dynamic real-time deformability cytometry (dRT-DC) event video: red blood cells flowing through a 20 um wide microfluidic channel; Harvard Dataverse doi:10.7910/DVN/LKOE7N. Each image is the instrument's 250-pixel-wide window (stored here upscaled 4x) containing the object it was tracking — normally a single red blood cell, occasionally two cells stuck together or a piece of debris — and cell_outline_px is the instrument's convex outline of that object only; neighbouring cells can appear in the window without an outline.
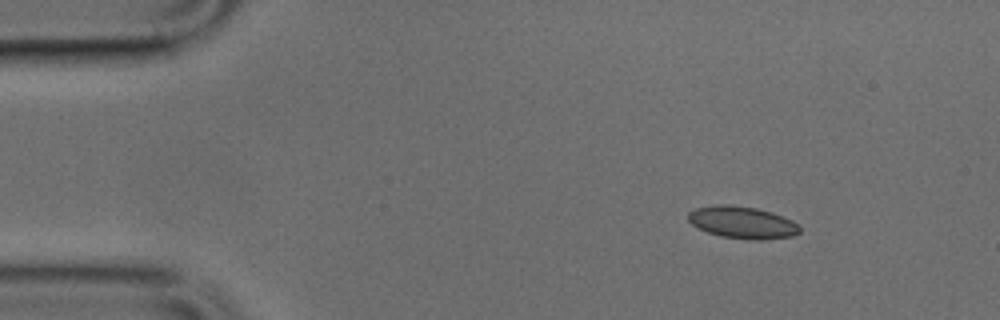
{"species": "common noctule bat (a hibernating species)", "species_latin": "Nyctalus noctula", "temperature_condition": "cold", "stored_images_in_passage": 44, "camera_frame_rate_fps": 3000, "um_per_image_px": 0.085, "animal": {"sex": "male", "body_mass_g": 17.9, "forearm_length_mm": 54.2}, "frame": {"image": 1, "passage_image": 1, "time_ms": 0.0, "image_size_px": [1000, 320], "cell_outline_px": [[800, 232], [792, 236], [760, 240], [748, 240], [720, 236], [708, 232], [692, 224], [688, 220], [688, 212], [696, 208], [716, 204], [728, 204], [756, 208], [772, 212], [792, 220], [800, 228]], "centroid_in_image_um": [63.09, 18.9], "position_along_channel_um": 21.9, "area_um2": 20.87}}
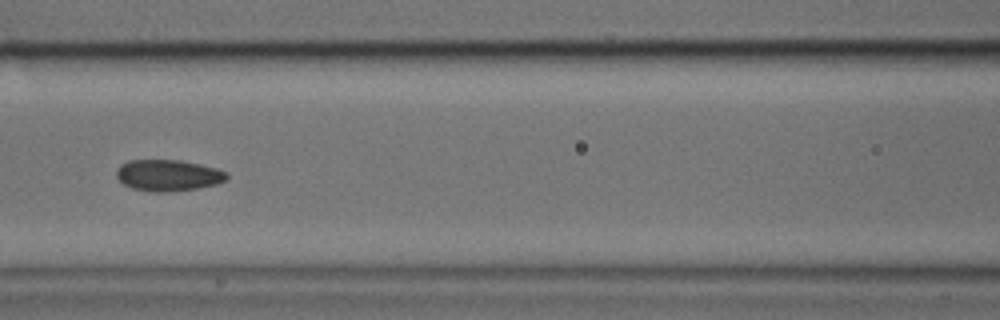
{"frame": {"image": 2, "passage_image": 16, "time_ms": 5.0, "image_size_px": [1000, 320], "cell_outline_px": [[228, 176], [224, 180], [216, 184], [196, 188], [168, 192], [152, 192], [132, 188], [124, 184], [116, 176], [116, 172], [120, 164], [128, 160], [180, 160], [200, 164], [216, 168], [228, 172]], "centroid_in_image_um": [14.27, 14.89], "position_along_channel_um": 152.3, "area_um2": 20.11}}
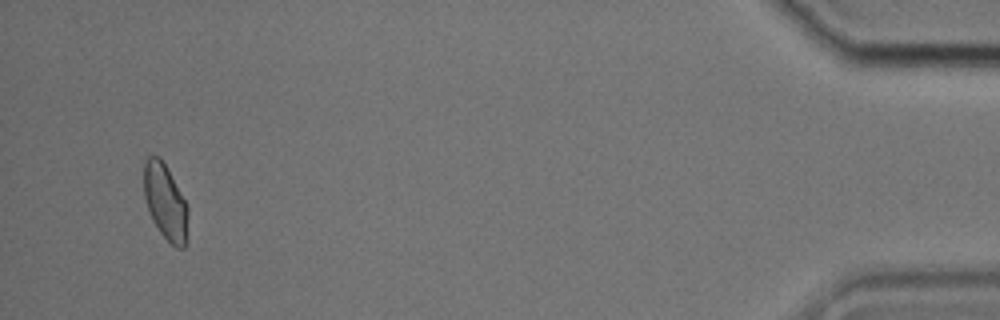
{"frame": {"image": 3, "passage_image": 42, "time_ms": 13.667, "image_size_px": [1000, 320], "cell_outline_px": [[188, 240], [184, 248], [176, 248], [160, 232], [152, 220], [144, 196], [144, 160], [148, 156], [160, 156], [188, 204]], "centroid_in_image_um": [14.08, 17.18], "position_along_channel_um": 421.1, "area_um2": 19.71}}